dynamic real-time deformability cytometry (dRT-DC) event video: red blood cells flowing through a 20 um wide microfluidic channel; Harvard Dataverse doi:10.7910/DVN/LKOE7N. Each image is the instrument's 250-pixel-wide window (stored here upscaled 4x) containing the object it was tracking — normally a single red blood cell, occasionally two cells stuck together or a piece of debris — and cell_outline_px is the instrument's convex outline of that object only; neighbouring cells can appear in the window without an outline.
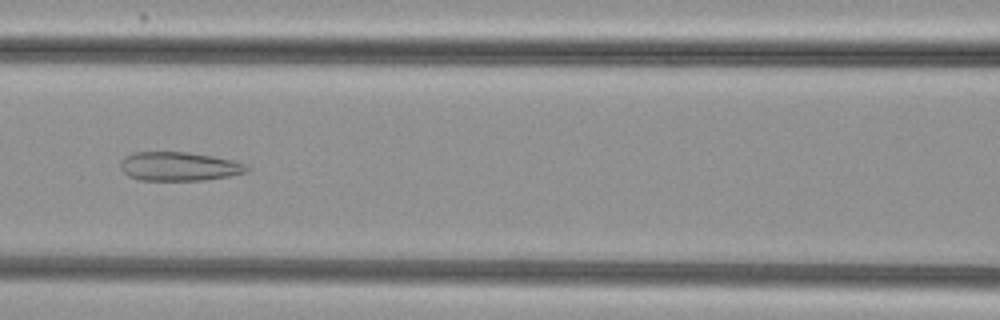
{"species": "common noctule bat (a hibernating species)", "species_latin": "Nyctalus noctula", "temperature_condition": "cold", "stored_images_in_passage": 54, "camera_frame_rate_fps": 3000, "um_per_image_px": 0.085, "animal": {"sex": "female", "body_mass_g": 29.2, "forearm_length_mm": 56.3}, "frame": {"image": 1, "passage_image": 24, "time_ms": 7.667, "image_size_px": [1000, 320], "cell_outline_px": [[252, 168], [248, 172], [228, 176], [204, 180], [140, 180], [128, 176], [120, 168], [120, 160], [124, 156], [132, 152], [188, 152], [212, 156], [232, 160], [244, 164]], "centroid_in_image_um": [15.2, 14.14], "position_along_channel_um": 151.4, "area_um2": 21.39}}
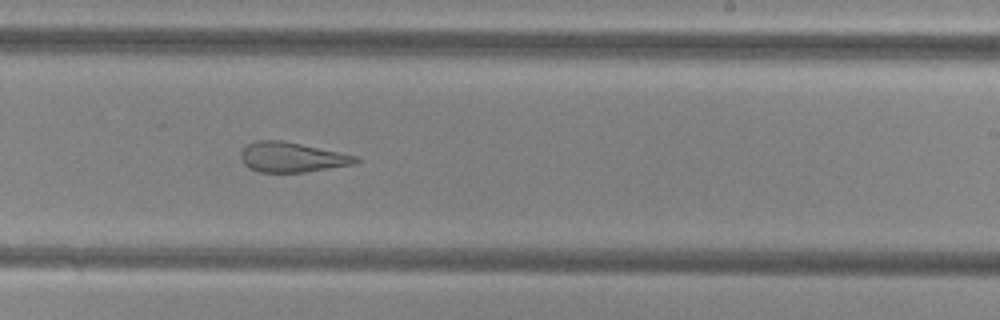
{"frame": {"image": 2, "passage_image": 33, "time_ms": 10.667, "image_size_px": [1000, 320], "cell_outline_px": [[360, 160], [352, 164], [304, 172], [260, 172], [248, 168], [244, 164], [240, 156], [240, 152], [248, 144], [256, 140], [280, 140], [300, 144], [356, 156]], "centroid_in_image_um": [24.74, 13.36], "position_along_channel_um": 264.3, "area_um2": 19.65}}
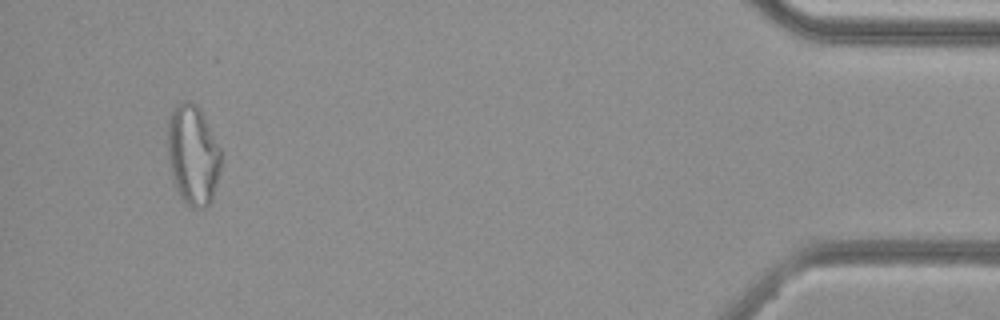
{"frame": {"image": 3, "passage_image": 51, "time_ms": 16.667, "image_size_px": [1000, 320], "cell_outline_px": [[220, 168], [212, 200], [204, 208], [192, 208], [180, 196], [172, 180], [168, 164], [168, 120], [172, 108], [176, 104], [196, 104], [200, 108], [220, 148]], "centroid_in_image_um": [16.38, 13.19], "position_along_channel_um": 418.8, "area_um2": 30.87}, "authors_computed_cell_mechanics": {"area_um2": 28.0908, "velocity_mm_per_s": 3.7755, "shape_relaxation_time_tau1_ms": null, "shape_relaxation_time_tau2_ms": 1.8071, "deformation_change_tau1": null, "deformation_change_tau2": 0.1132}}